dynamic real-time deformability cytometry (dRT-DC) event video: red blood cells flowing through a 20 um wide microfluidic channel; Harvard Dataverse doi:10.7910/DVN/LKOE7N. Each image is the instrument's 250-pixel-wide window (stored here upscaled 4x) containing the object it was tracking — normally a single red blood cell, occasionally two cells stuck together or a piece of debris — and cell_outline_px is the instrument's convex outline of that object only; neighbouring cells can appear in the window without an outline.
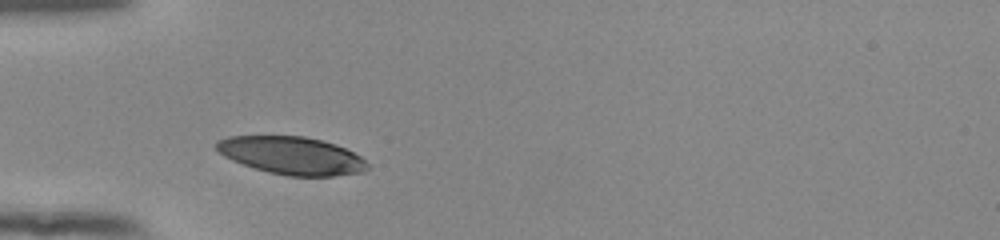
{"species": "human", "species_latin": "Homo sapiens", "temperature_condition": "room temperature", "stored_images_in_passage": 32, "camera_frame_rate_fps": 3000, "um_per_image_px": 0.085, "donor": {"sex": "female"}, "frame": {"image": 1, "passage_image": 1, "time_ms": 0.0, "image_size_px": [1000, 240], "cell_outline_px": [[368, 168], [360, 172], [332, 176], [288, 176], [268, 172], [232, 160], [224, 156], [216, 148], [216, 140], [228, 136], [304, 136], [336, 144], [360, 156], [368, 164]], "centroid_in_image_um": [24.78, 13.21], "position_along_channel_um": 60.2, "area_um2": 32.95}}
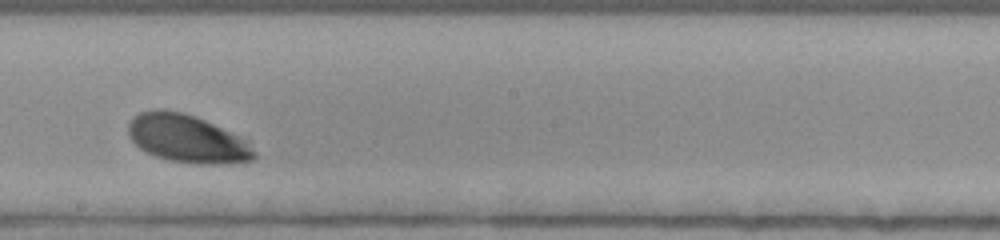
{"frame": {"image": 2, "passage_image": 15, "time_ms": 4.667, "image_size_px": [1000, 240], "cell_outline_px": [[256, 156], [252, 160], [216, 164], [196, 164], [168, 160], [156, 156], [140, 148], [132, 140], [128, 132], [128, 124], [132, 116], [140, 112], [152, 108], [164, 108], [180, 112], [204, 120], [244, 140], [256, 152]], "centroid_in_image_um": [15.83, 11.78], "position_along_channel_um": 232.4, "area_um2": 34.68}}
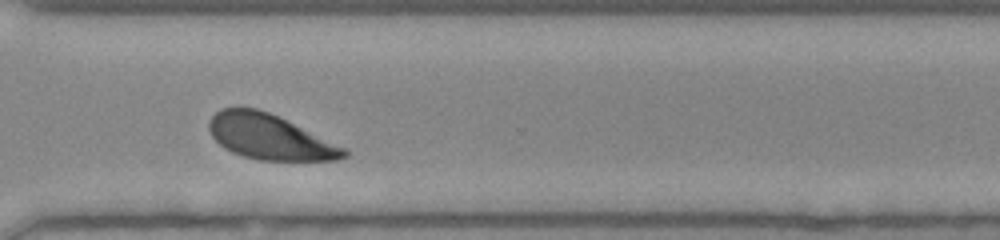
{"frame": {"image": 3, "passage_image": 24, "time_ms": 7.667, "image_size_px": [1000, 240], "cell_outline_px": [[348, 156], [340, 160], [260, 160], [244, 156], [232, 152], [224, 148], [212, 136], [208, 128], [208, 120], [220, 108], [256, 108], [268, 112], [348, 148]], "centroid_in_image_um": [22.95, 11.65], "position_along_channel_um": 347.7, "area_um2": 35.37}, "authors_computed_cell_mechanics": {"area_um2": 35.0268, "velocity_mm_per_s": 3.8189, "shape_relaxation_time_tau1_ms": 1.6366, "shape_relaxation_time_tau2_ms": null, "deformation_change_tau1": 0.1285, "deformation_change_tau2": null}}